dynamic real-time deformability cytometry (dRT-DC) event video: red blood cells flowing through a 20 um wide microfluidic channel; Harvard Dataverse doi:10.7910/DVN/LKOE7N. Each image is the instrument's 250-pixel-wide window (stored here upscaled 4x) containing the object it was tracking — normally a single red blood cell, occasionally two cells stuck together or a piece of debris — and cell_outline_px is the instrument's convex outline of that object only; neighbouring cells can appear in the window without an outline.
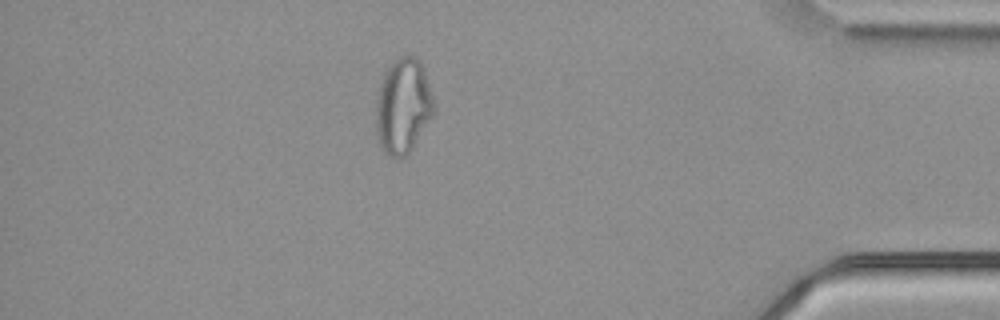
{"species": "common noctule bat (a hibernating species)", "species_latin": "Nyctalus noctula", "temperature_condition": "cold", "stored_images_in_passage": 52, "camera_frame_rate_fps": 3000, "um_per_image_px": 0.085, "animal": {"sex": "male", "body_mass_g": 21.5, "forearm_length_mm": 52.0}, "frame": {"image": 1, "passage_image": 45, "time_ms": 14.667, "image_size_px": [1000, 320], "cell_outline_px": [[436, 104], [432, 116], [412, 148], [400, 160], [396, 160], [388, 156], [384, 152], [380, 144], [376, 132], [376, 96], [380, 84], [388, 68], [396, 56], [416, 56], [420, 60], [424, 68]], "centroid_in_image_um": [34.26, 9.01], "position_along_channel_um": 400.9, "area_um2": 32.43}}